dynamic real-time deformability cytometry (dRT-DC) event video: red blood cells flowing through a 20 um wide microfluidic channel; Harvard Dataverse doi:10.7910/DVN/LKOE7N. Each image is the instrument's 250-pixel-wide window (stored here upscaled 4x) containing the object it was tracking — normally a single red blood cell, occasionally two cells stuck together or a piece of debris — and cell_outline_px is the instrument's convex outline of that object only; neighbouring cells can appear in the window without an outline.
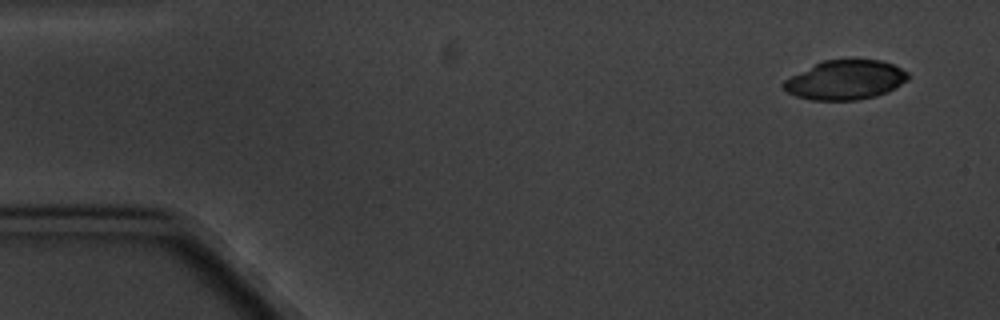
{"species": "common noctule bat (a hibernating species)", "species_latin": "Nyctalus noctula", "temperature_condition": "cold", "stored_images_in_passage": 6, "camera_frame_rate_fps": 3000, "um_per_image_px": 0.085, "animal": {"sex": "male", "body_mass_g": 20.1, "forearm_length_mm": 53.5}, "frame": {"image": 1, "passage_image": 1, "time_ms": 0.0, "image_size_px": [1000, 320], "cell_outline_px": [[908, 80], [896, 88], [888, 92], [876, 96], [856, 100], [812, 100], [796, 96], [788, 92], [780, 84], [784, 80], [824, 60], [880, 60], [892, 64], [908, 72]], "centroid_in_image_um": [71.88, 6.81], "position_along_channel_um": 13.1, "area_um2": 28.32}}